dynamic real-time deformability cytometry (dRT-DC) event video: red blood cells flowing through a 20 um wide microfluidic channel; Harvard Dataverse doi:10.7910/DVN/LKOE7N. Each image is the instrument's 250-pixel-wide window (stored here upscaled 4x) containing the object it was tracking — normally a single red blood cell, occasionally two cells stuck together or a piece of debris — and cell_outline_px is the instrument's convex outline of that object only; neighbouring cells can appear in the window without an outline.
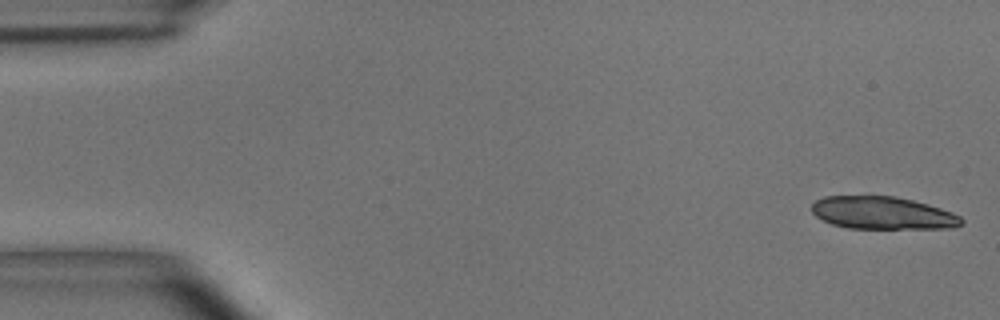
{"species": "common noctule bat (a hibernating species)", "species_latin": "Nyctalus noctula", "temperature_condition": "room temperature", "stored_images_in_passage": 20, "camera_frame_rate_fps": 3000, "um_per_image_px": 0.085, "animal": {"sex": "male", "body_mass_g": 15.6}, "frame": {"image": 1, "passage_image": 1, "time_ms": 0.0, "image_size_px": [1000, 320], "cell_outline_px": [[964, 224], [952, 228], [848, 228], [832, 224], [816, 216], [812, 212], [812, 204], [816, 200], [824, 196], [896, 196], [928, 204], [952, 212], [960, 216], [964, 220]], "centroid_in_image_um": [75.04, 18.1], "position_along_channel_um": 10.0, "area_um2": 28.44}}